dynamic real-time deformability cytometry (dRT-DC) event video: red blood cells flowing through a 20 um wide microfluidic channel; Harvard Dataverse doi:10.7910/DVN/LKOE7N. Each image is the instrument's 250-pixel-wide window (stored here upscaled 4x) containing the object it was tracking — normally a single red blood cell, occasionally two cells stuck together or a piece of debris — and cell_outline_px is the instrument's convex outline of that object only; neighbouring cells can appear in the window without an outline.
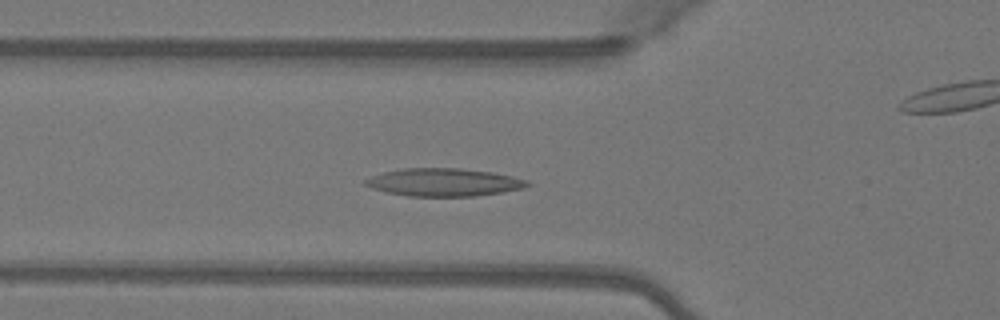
{"species": "Egyptian fruit bat (a non-hibernating species)", "species_latin": "Rousettus aegyptiacus", "temperature_condition": "warm", "stored_images_in_passage": 50, "camera_frame_rate_fps": 3000, "um_per_image_px": 0.085, "animal": {"sex": "female"}, "frame": {"image": 1, "passage_image": 17, "time_ms": 5.333, "image_size_px": [1000, 320], "cell_outline_px": [[532, 184], [524, 188], [500, 192], [472, 196], [408, 196], [388, 192], [372, 188], [364, 184], [364, 180], [372, 176], [384, 172], [404, 168], [460, 168], [492, 172], [512, 176], [528, 180]], "centroid_in_image_um": [37.75, 15.49], "position_along_channel_um": 88.1, "area_um2": 26.13}}
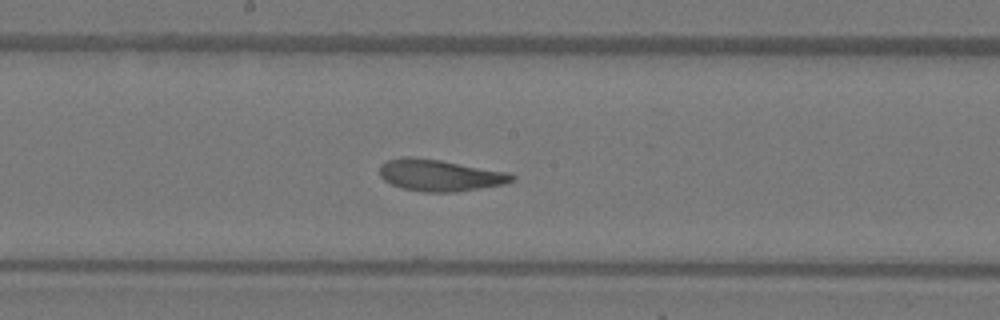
{"frame": {"image": 2, "passage_image": 26, "time_ms": 8.333, "image_size_px": [1000, 320], "cell_outline_px": [[516, 180], [504, 184], [456, 192], [424, 192], [400, 188], [384, 180], [380, 176], [380, 164], [388, 160], [404, 156], [408, 156], [440, 160], [512, 172], [516, 176]], "centroid_in_image_um": [37.43, 14.9], "position_along_channel_um": 210.8, "area_um2": 24.68}}
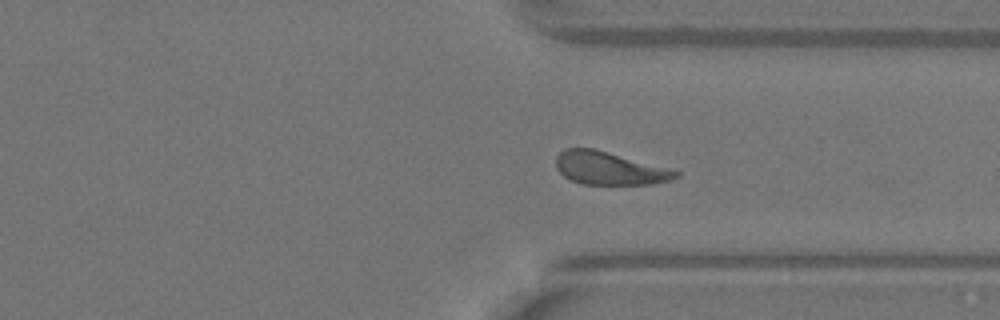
{"frame": {"image": 3, "passage_image": 37, "time_ms": 12.0, "image_size_px": [1000, 320], "cell_outline_px": [[680, 176], [672, 180], [648, 184], [580, 184], [564, 176], [556, 168], [556, 156], [564, 148], [592, 148], [668, 168], [680, 172]], "centroid_in_image_um": [51.78, 14.31], "position_along_channel_um": 359.6, "area_um2": 22.77}, "authors_computed_cell_mechanics": {"area_um2": 24.4494, "velocity_mm_per_s": 4.066, "shape_relaxation_time_tau1_ms": 5.5651, "shape_relaxation_time_tau2_ms": 3.2931, "deformation_change_tau1": 0.1759, "deformation_change_tau2": 0.0872}}